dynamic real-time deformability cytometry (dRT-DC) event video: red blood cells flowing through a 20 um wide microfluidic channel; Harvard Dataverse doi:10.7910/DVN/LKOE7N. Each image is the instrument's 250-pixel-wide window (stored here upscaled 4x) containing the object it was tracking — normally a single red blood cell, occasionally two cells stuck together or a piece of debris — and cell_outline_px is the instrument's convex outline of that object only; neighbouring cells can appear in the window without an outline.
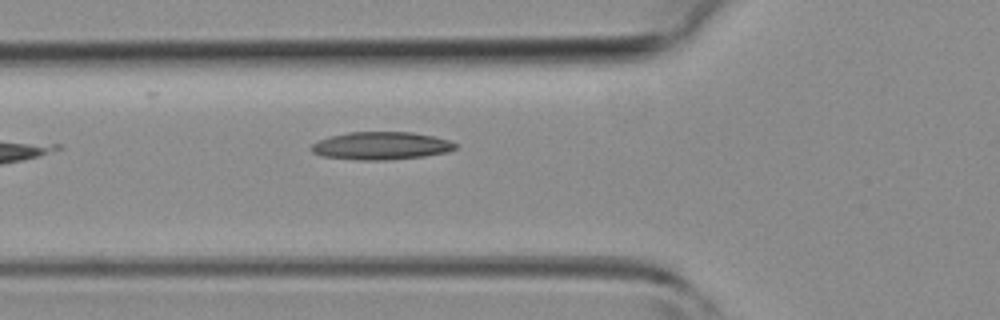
{"species": "common noctule bat (a hibernating species)", "species_latin": "Nyctalus noctula", "temperature_condition": "room temperature", "stored_images_in_passage": 3, "camera_frame_rate_fps": 3000, "um_per_image_px": 0.085, "animal": {"sex": "female", "body_mass_g": 19.3, "forearm_length_mm": 54.1}, "frame": {"image": 1, "passage_image": 3, "time_ms": 2.333, "image_size_px": [1000, 320], "cell_outline_px": [[456, 148], [448, 152], [424, 156], [384, 160], [360, 160], [320, 156], [312, 152], [308, 148], [312, 144], [320, 140], [332, 136], [348, 132], [412, 132], [432, 136], [448, 140], [456, 144]], "centroid_in_image_um": [32.36, 12.39], "position_along_channel_um": 93.4, "area_um2": 23.24}}